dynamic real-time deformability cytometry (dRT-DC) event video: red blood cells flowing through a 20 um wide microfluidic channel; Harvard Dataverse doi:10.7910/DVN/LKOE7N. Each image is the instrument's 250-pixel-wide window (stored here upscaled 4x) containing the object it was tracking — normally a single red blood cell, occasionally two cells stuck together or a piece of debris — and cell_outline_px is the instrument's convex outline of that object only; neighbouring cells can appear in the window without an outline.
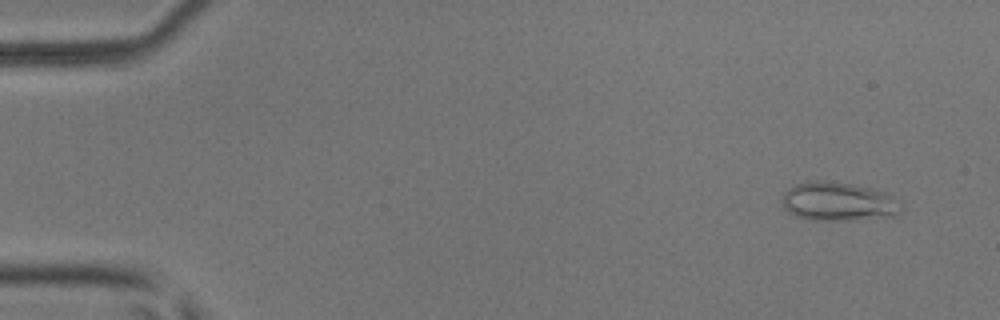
{"species": "common noctule bat (a hibernating species)", "species_latin": "Nyctalus noctula", "temperature_condition": "room temperature", "stored_images_in_passage": 52, "camera_frame_rate_fps": 3000, "um_per_image_px": 0.085, "animal": {"sex": "male", "body_mass_g": 17.9, "forearm_length_mm": 54.2}, "frame": {"image": 1, "passage_image": 4, "time_ms": 1.0, "image_size_px": [1000, 320], "cell_outline_px": [[900, 208], [896, 216], [848, 220], [812, 220], [796, 216], [788, 212], [784, 208], [780, 200], [784, 192], [788, 188], [796, 184], [812, 180], [824, 180], [852, 184], [884, 192]], "centroid_in_image_um": [71.13, 17.13], "position_along_channel_um": 13.9, "area_um2": 26.53}}
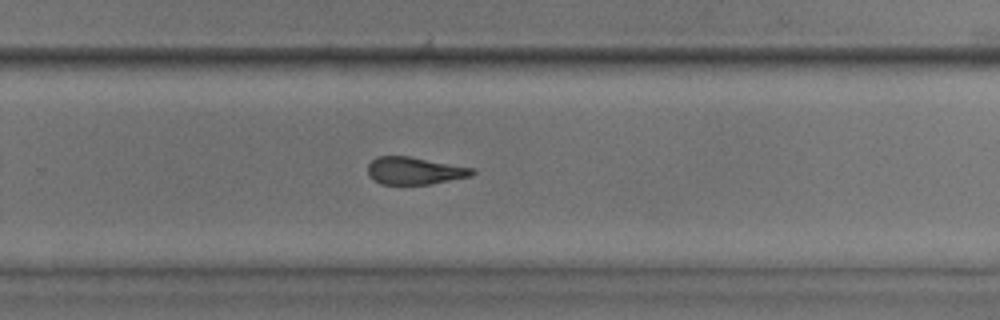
{"frame": {"image": 2, "passage_image": 35, "time_ms": 11.333, "image_size_px": [1000, 320], "cell_outline_px": [[476, 172], [468, 176], [432, 184], [380, 184], [372, 180], [368, 176], [368, 164], [376, 156], [408, 156], [476, 168]], "centroid_in_image_um": [35.21, 14.51], "position_along_channel_um": 294.6, "area_um2": 16.76}}
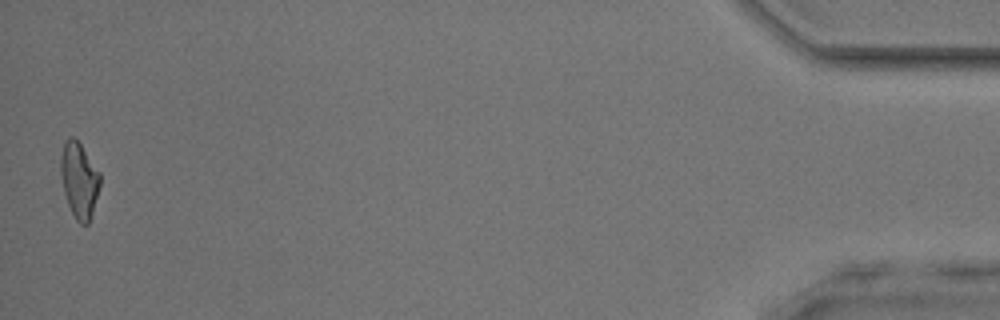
{"frame": {"image": 3, "passage_image": 52, "time_ms": 17.0, "image_size_px": [1000, 320], "cell_outline_px": [[100, 184], [92, 212], [88, 224], [80, 224], [76, 220], [68, 204], [64, 192], [60, 172], [60, 156], [64, 144], [68, 136], [72, 136], [80, 144], [100, 172]], "centroid_in_image_um": [6.72, 15.29], "position_along_channel_um": 428.5, "area_um2": 17.11}, "authors_computed_cell_mechanics": {"area_um2": 18.1203, "velocity_mm_per_s": 3.9514, "shape_relaxation_time_tau1_ms": null, "shape_relaxation_time_tau2_ms": 2.7875, "deformation_change_tau1": null, "deformation_change_tau2": 0.1192}}